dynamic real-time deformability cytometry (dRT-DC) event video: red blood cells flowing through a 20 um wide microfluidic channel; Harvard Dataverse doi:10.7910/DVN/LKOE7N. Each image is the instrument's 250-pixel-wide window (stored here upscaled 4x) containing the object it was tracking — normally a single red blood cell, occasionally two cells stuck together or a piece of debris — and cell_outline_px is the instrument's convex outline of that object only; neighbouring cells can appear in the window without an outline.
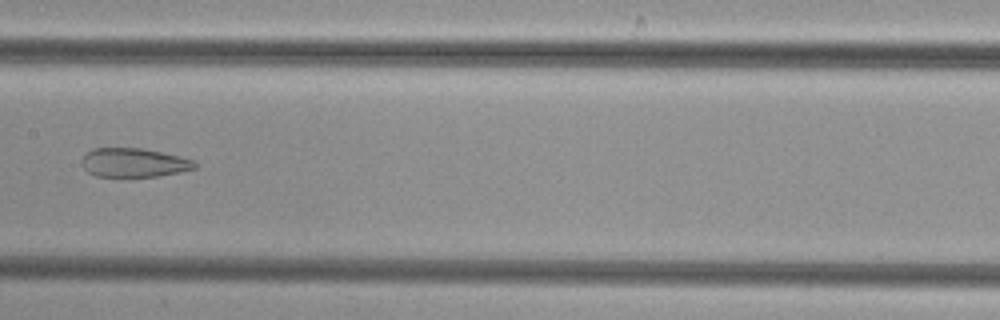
{"species": "common noctule bat (a hibernating species)", "species_latin": "Nyctalus noctula", "temperature_condition": "cold", "stored_images_in_passage": 7, "camera_frame_rate_fps": 3000, "um_per_image_px": 0.085, "animal": {"sex": "female", "body_mass_g": 29.2, "forearm_length_mm": 56.3}, "frame": {"image": 1, "passage_image": 7, "time_ms": 7.0, "image_size_px": [1000, 320], "cell_outline_px": [[196, 168], [180, 172], [156, 176], [120, 180], [96, 176], [88, 172], [80, 164], [80, 160], [92, 148], [140, 148], [180, 156], [192, 160], [196, 164]], "centroid_in_image_um": [11.31, 13.87], "position_along_channel_um": 196.1, "area_um2": 19.77}}